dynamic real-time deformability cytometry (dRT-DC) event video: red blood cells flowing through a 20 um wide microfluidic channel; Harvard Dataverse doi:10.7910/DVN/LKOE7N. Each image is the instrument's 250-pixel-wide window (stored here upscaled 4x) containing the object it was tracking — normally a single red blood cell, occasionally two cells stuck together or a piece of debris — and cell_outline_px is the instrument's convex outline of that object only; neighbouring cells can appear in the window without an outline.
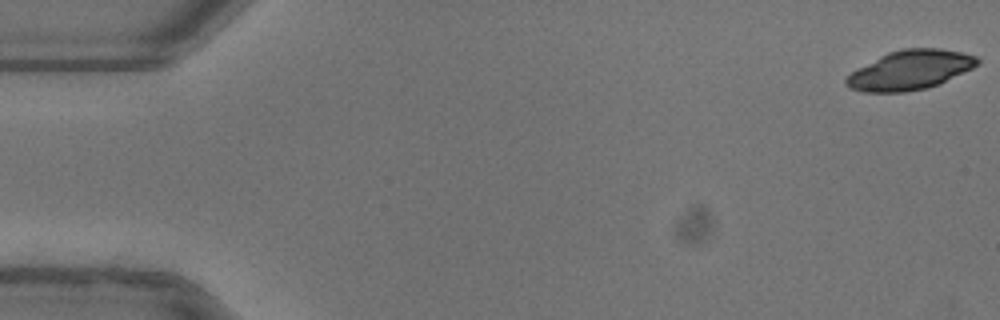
{"species": "common noctule bat (a hibernating species)", "species_latin": "Nyctalus noctula", "temperature_condition": "warm", "stored_images_in_passage": 38, "camera_frame_rate_fps": 3000, "um_per_image_px": 0.085, "animal": {"sex": "female"}, "frame": {"image": 1, "passage_image": 1, "time_ms": 0.0, "image_size_px": [1000, 320], "cell_outline_px": [[980, 64], [972, 68], [928, 88], [904, 92], [864, 92], [848, 88], [844, 84], [844, 80], [852, 72], [880, 56], [888, 52], [904, 48], [940, 48], [960, 52], [976, 56], [980, 60]], "centroid_in_image_um": [77.34, 5.95], "position_along_channel_um": 7.7, "area_um2": 29.82}}
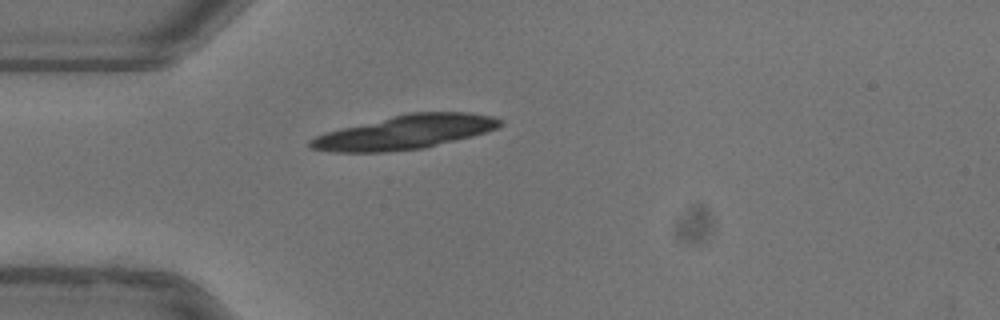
{"frame": {"image": 2, "passage_image": 15, "time_ms": 4.667, "image_size_px": [1000, 320], "cell_outline_px": [[504, 124], [496, 128], [472, 136], [424, 148], [388, 152], [332, 152], [308, 148], [308, 140], [324, 132], [340, 128], [408, 112], [468, 112], [492, 116], [504, 120]], "centroid_in_image_um": [34.4, 11.24], "position_along_channel_um": 50.6, "area_um2": 37.69}}